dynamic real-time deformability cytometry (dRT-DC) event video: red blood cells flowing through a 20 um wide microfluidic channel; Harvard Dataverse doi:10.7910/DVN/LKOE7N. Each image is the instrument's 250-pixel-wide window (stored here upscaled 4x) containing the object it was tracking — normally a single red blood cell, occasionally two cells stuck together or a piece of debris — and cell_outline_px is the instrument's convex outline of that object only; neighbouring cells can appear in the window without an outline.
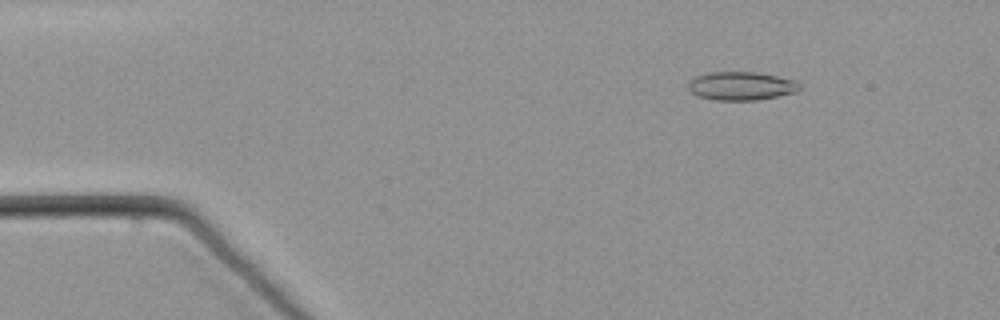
{"species": "common noctule bat (a hibernating species)", "species_latin": "Nyctalus noctula", "temperature_condition": "warm", "stored_images_in_passage": 56, "camera_frame_rate_fps": 3000, "um_per_image_px": 0.085, "animal": {"sex": "male", "body_mass_g": 21.5, "forearm_length_mm": 52.0}, "frame": {"image": 1, "passage_image": 8, "time_ms": 2.333, "image_size_px": [1000, 320], "cell_outline_px": [[800, 88], [796, 92], [756, 100], [716, 100], [700, 96], [692, 92], [688, 88], [688, 84], [696, 76], [712, 72], [756, 72], [796, 80], [800, 84]], "centroid_in_image_um": [63.03, 7.3], "position_along_channel_um": 22.0, "area_um2": 18.21}}
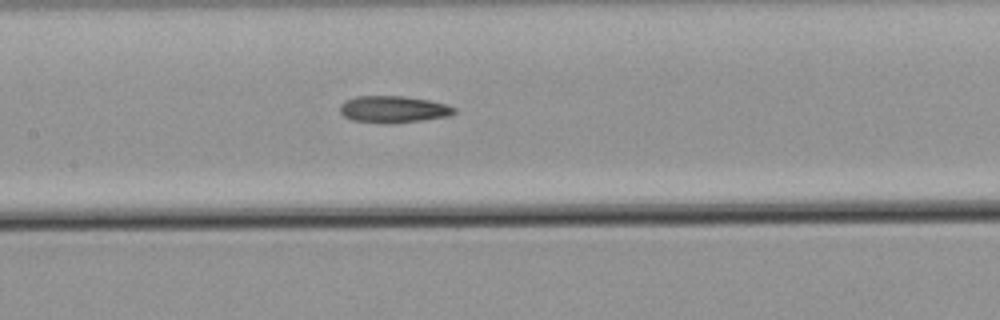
{"frame": {"image": 2, "passage_image": 27, "time_ms": 8.667, "image_size_px": [1000, 320], "cell_outline_px": [[456, 112], [448, 116], [424, 120], [392, 124], [352, 120], [344, 116], [340, 112], [340, 108], [344, 100], [356, 96], [404, 96], [428, 100], [448, 104], [456, 108]], "centroid_in_image_um": [33.45, 9.29], "position_along_channel_um": 173.9, "area_um2": 17.98}}
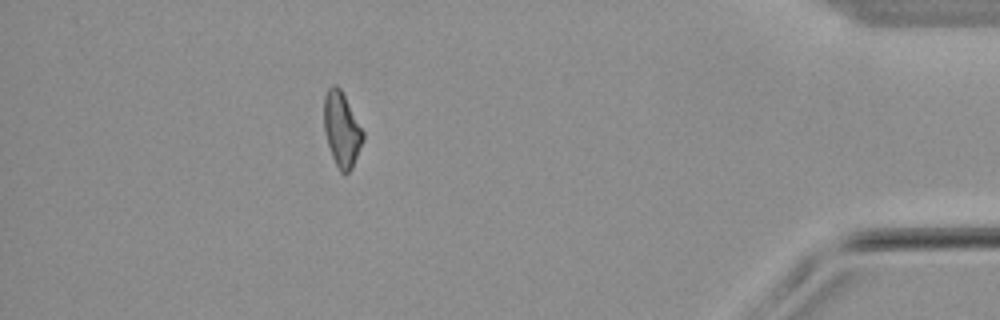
{"frame": {"image": 3, "passage_image": 50, "time_ms": 16.333, "image_size_px": [1000, 320], "cell_outline_px": [[364, 140], [352, 168], [344, 176], [340, 172], [332, 156], [324, 132], [324, 96], [328, 88], [332, 84], [336, 84], [340, 88], [364, 132]], "centroid_in_image_um": [29.04, 11.01], "position_along_channel_um": 406.2, "area_um2": 16.99}}